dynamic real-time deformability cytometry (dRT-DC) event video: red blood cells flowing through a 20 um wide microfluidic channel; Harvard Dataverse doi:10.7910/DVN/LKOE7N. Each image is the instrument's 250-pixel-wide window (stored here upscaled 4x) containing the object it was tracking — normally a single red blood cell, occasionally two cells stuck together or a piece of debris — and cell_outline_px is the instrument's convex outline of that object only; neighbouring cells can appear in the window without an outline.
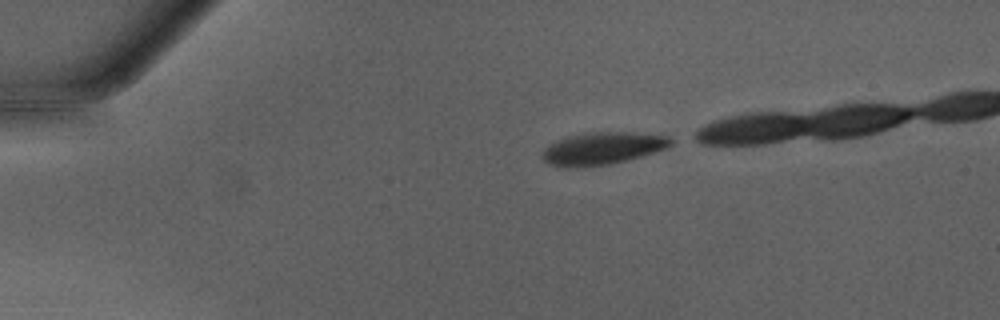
{"species": "Egyptian fruit bat (a non-hibernating species)", "species_latin": "Rousettus aegyptiacus", "temperature_condition": "warm", "stored_images_in_passage": 31, "camera_frame_rate_fps": 3000, "um_per_image_px": 0.085, "animal": {"sex": "male"}, "frame": {"image": 1, "passage_image": 1, "time_ms": 0.0, "image_size_px": [1000, 320], "cell_outline_px": [[672, 144], [664, 148], [628, 160], [608, 164], [580, 168], [560, 168], [548, 164], [544, 160], [544, 148], [548, 144], [556, 140], [568, 136], [584, 132], [632, 132], [668, 136], [672, 140]], "centroid_in_image_um": [51.14, 12.62], "position_along_channel_um": 33.9, "area_um2": 24.33}}
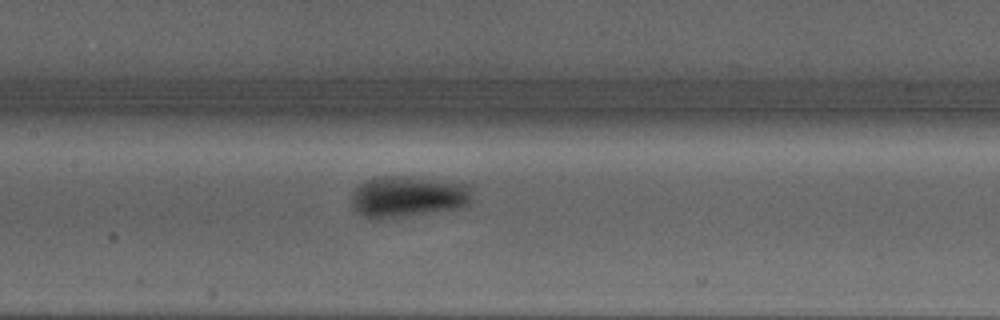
{"frame": {"image": 2, "passage_image": 15, "time_ms": 4.667, "image_size_px": [1000, 320], "cell_outline_px": [[472, 200], [468, 208], [384, 220], [372, 220], [356, 212], [352, 208], [352, 192], [360, 184], [376, 176], [420, 176], [472, 184]], "centroid_in_image_um": [34.76, 16.73], "position_along_channel_um": 172.6, "area_um2": 30.63}}
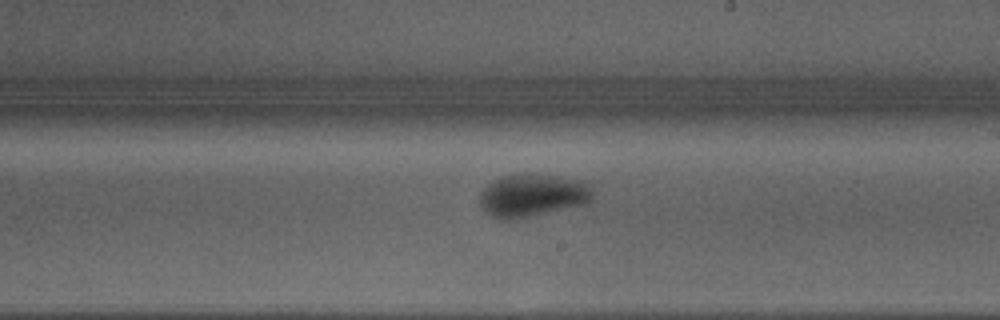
{"frame": {"image": 3, "passage_image": 20, "time_ms": 6.333, "image_size_px": [1000, 320], "cell_outline_px": [[592, 200], [588, 204], [516, 220], [500, 220], [492, 216], [480, 204], [480, 192], [488, 184], [500, 176], [524, 172], [528, 172], [560, 176], [588, 180], [592, 184]], "centroid_in_image_um": [45.34, 16.58], "position_along_channel_um": 243.7, "area_um2": 29.25}}